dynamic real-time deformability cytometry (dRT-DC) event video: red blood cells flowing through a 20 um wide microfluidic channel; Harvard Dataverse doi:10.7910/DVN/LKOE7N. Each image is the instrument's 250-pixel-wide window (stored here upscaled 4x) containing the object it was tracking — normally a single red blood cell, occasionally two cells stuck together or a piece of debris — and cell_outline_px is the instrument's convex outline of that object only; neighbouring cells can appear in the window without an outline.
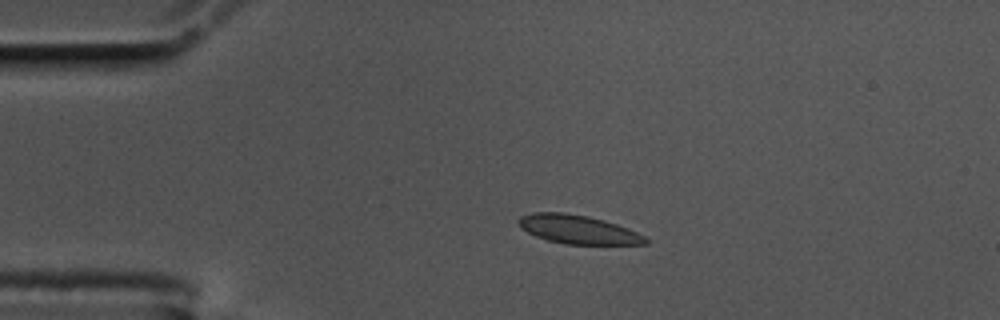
{"species": "common noctule bat (a hibernating species)", "species_latin": "Nyctalus noctula", "temperature_condition": "cold", "stored_images_in_passage": 46, "camera_frame_rate_fps": 3000, "um_per_image_px": 0.085, "animal": {"sex": "male", "body_mass_g": 17.5, "forearm_length_mm": 52.3}, "frame": {"image": 1, "passage_image": 1, "time_ms": 0.0, "image_size_px": [1000, 320], "cell_outline_px": [[648, 244], [564, 244], [548, 240], [536, 236], [520, 228], [516, 220], [520, 216], [532, 212], [564, 212], [588, 216], [604, 220], [628, 228], [644, 236], [648, 240]], "centroid_in_image_um": [49.09, 19.49], "position_along_channel_um": 35.9, "area_um2": 21.27}}
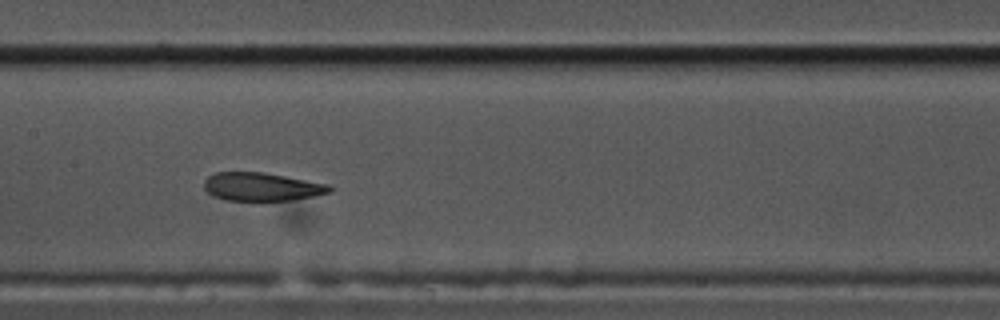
{"frame": {"image": 2, "passage_image": 17, "time_ms": 5.333, "image_size_px": [1000, 320], "cell_outline_px": [[332, 192], [312, 196], [288, 200], [260, 204], [224, 200], [212, 196], [204, 192], [204, 180], [212, 172], [264, 172], [328, 184], [332, 188]], "centroid_in_image_um": [22.16, 15.92], "position_along_channel_um": 185.2, "area_um2": 21.68}}
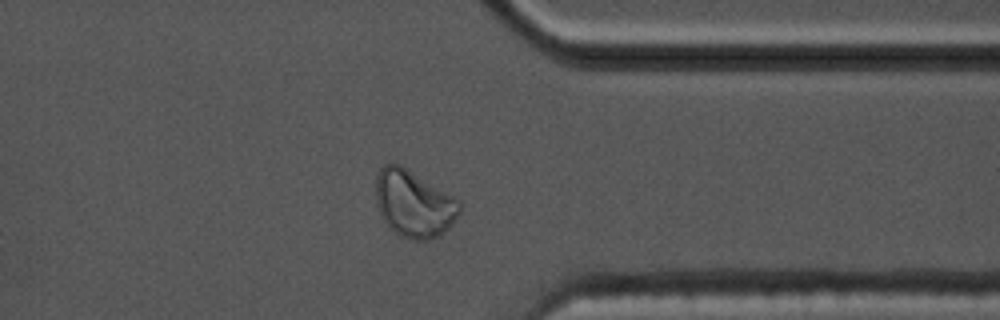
{"frame": {"image": 3, "passage_image": 34, "time_ms": 11.0, "image_size_px": [1000, 320], "cell_outline_px": [[460, 212], [452, 224], [444, 232], [428, 240], [412, 240], [400, 236], [384, 220], [376, 204], [376, 176], [380, 168], [384, 164], [392, 160], [400, 164], [456, 196], [460, 200]], "centroid_in_image_um": [35.18, 17.27], "position_along_channel_um": 376.2, "area_um2": 33.0}, "authors_computed_cell_mechanics": {"area_um2": 22.2819, "velocity_mm_per_s": 3.4617, "shape_relaxation_time_tau1_ms": 7.4664, "shape_relaxation_time_tau2_ms": 1.7053, "deformation_change_tau1": 0.2298, "deformation_change_tau2": 0.0836}}